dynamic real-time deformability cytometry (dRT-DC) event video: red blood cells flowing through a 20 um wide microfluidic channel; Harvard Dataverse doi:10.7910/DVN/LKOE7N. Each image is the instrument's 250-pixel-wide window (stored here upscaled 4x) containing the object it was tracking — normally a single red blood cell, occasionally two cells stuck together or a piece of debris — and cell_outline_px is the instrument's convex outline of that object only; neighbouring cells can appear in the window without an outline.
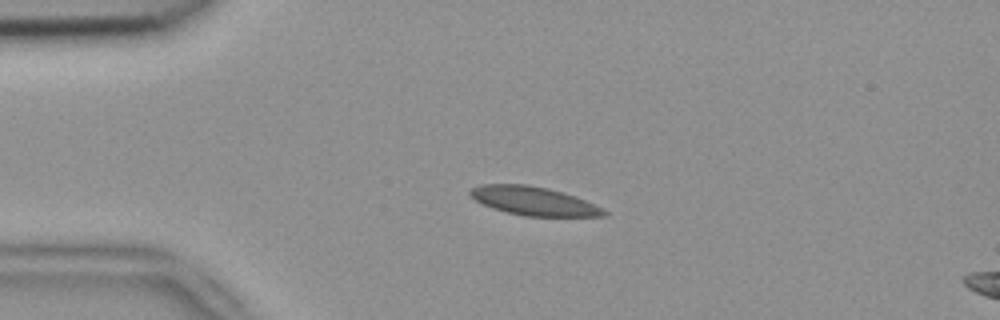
{"species": "common noctule bat (a hibernating species)", "species_latin": "Nyctalus noctula", "temperature_condition": "room temperature", "stored_images_in_passage": 44, "camera_frame_rate_fps": 3000, "um_per_image_px": 0.085, "animal": {"sex": "female", "body_mass_g": 18.4}, "frame": {"image": 1, "passage_image": 3, "time_ms": 0.667, "image_size_px": [1000, 320], "cell_outline_px": [[608, 216], [524, 216], [492, 208], [476, 200], [468, 192], [472, 188], [480, 184], [528, 184], [548, 188], [576, 196], [608, 212]], "centroid_in_image_um": [45.35, 17.08], "position_along_channel_um": 39.6, "area_um2": 22.08}}
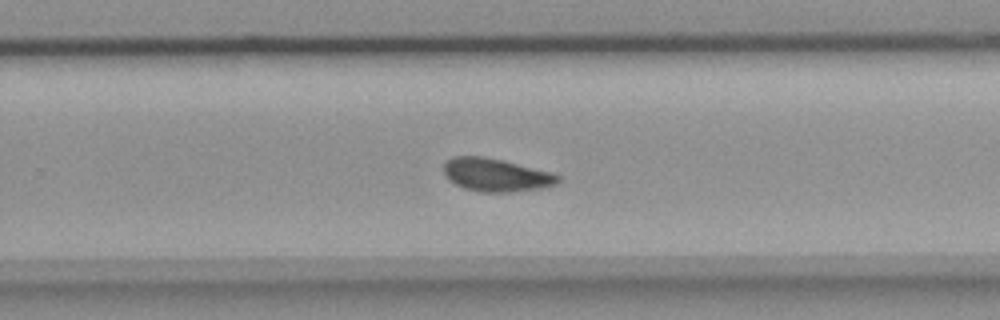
{"frame": {"image": 2, "passage_image": 25, "time_ms": 8.0, "image_size_px": [1000, 320], "cell_outline_px": [[560, 180], [556, 184], [540, 188], [508, 192], [480, 192], [464, 188], [448, 180], [444, 172], [444, 164], [452, 156], [484, 156], [552, 172], [560, 176]], "centroid_in_image_um": [42.15, 14.87], "position_along_channel_um": 287.7, "area_um2": 21.91}}
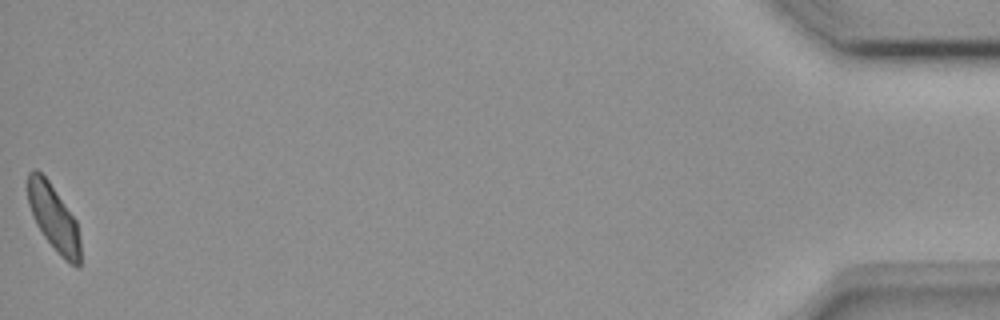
{"frame": {"image": 3, "passage_image": 44, "time_ms": 14.333, "image_size_px": [1000, 320], "cell_outline_px": [[80, 268], [76, 268], [64, 260], [44, 236], [36, 224], [28, 204], [28, 172], [32, 168], [36, 168], [48, 180], [76, 220], [80, 240]], "centroid_in_image_um": [4.57, 18.53], "position_along_channel_um": 430.6, "area_um2": 20.17}, "authors_computed_cell_mechanics": {"area_um2": 21.8773, "velocity_mm_per_s": 3.7855, "shape_relaxation_time_tau1_ms": null, "shape_relaxation_time_tau2_ms": 1.9491, "deformation_change_tau1": null, "deformation_change_tau2": 0.0696}}